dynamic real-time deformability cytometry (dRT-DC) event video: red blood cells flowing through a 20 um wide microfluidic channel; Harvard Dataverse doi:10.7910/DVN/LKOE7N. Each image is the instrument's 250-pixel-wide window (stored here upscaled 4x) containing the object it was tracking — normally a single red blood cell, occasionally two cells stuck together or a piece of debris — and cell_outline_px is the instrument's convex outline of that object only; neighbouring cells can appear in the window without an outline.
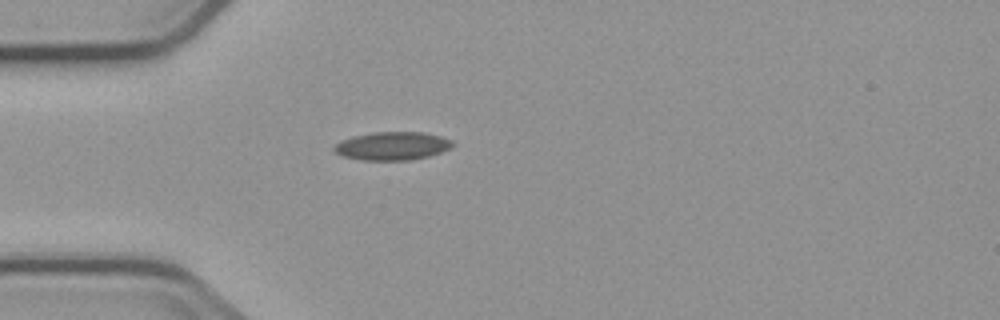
{"species": "common noctule bat (a hibernating species)", "species_latin": "Nyctalus noctula", "temperature_condition": "cold", "stored_images_in_passage": 1, "camera_frame_rate_fps": 3000, "um_per_image_px": 0.085, "animal": {"sex": "male", "body_mass_g": 23.1, "forearm_length_mm": 52.7}, "frame": {"image": 1, "passage_image": 1, "time_ms": 0.0, "image_size_px": [1000, 320], "cell_outline_px": [[452, 144], [448, 148], [440, 152], [428, 156], [408, 160], [364, 160], [340, 156], [332, 148], [340, 140], [352, 136], [376, 132], [424, 132], [440, 136], [452, 140]], "centroid_in_image_um": [33.29, 12.4], "position_along_channel_um": 51.7, "area_um2": 19.36}}